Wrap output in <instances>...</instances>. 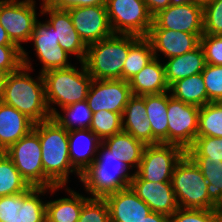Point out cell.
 I'll return each mask as SVG.
<instances>
[{
  "label": "cell",
  "instance_id": "obj_35",
  "mask_svg": "<svg viewBox=\"0 0 222 222\" xmlns=\"http://www.w3.org/2000/svg\"><path fill=\"white\" fill-rule=\"evenodd\" d=\"M122 114L112 111L96 112L92 114V122L90 130L103 141L114 134L123 131L122 128Z\"/></svg>",
  "mask_w": 222,
  "mask_h": 222
},
{
  "label": "cell",
  "instance_id": "obj_12",
  "mask_svg": "<svg viewBox=\"0 0 222 222\" xmlns=\"http://www.w3.org/2000/svg\"><path fill=\"white\" fill-rule=\"evenodd\" d=\"M41 20L42 18L35 23L29 40L37 58L35 62H39L36 65H41L39 73L72 66L73 57L59 46L55 29L45 19Z\"/></svg>",
  "mask_w": 222,
  "mask_h": 222
},
{
  "label": "cell",
  "instance_id": "obj_50",
  "mask_svg": "<svg viewBox=\"0 0 222 222\" xmlns=\"http://www.w3.org/2000/svg\"><path fill=\"white\" fill-rule=\"evenodd\" d=\"M26 1H33V2L39 1V5H40V4H47V3H49L50 0H37V1L36 0H26Z\"/></svg>",
  "mask_w": 222,
  "mask_h": 222
},
{
  "label": "cell",
  "instance_id": "obj_31",
  "mask_svg": "<svg viewBox=\"0 0 222 222\" xmlns=\"http://www.w3.org/2000/svg\"><path fill=\"white\" fill-rule=\"evenodd\" d=\"M202 171L206 181L209 199L222 212V161L208 156H189Z\"/></svg>",
  "mask_w": 222,
  "mask_h": 222
},
{
  "label": "cell",
  "instance_id": "obj_34",
  "mask_svg": "<svg viewBox=\"0 0 222 222\" xmlns=\"http://www.w3.org/2000/svg\"><path fill=\"white\" fill-rule=\"evenodd\" d=\"M197 136L222 137V106L217 102L200 107Z\"/></svg>",
  "mask_w": 222,
  "mask_h": 222
},
{
  "label": "cell",
  "instance_id": "obj_48",
  "mask_svg": "<svg viewBox=\"0 0 222 222\" xmlns=\"http://www.w3.org/2000/svg\"><path fill=\"white\" fill-rule=\"evenodd\" d=\"M6 75L7 74L5 72L0 70V98H1V95H2Z\"/></svg>",
  "mask_w": 222,
  "mask_h": 222
},
{
  "label": "cell",
  "instance_id": "obj_16",
  "mask_svg": "<svg viewBox=\"0 0 222 222\" xmlns=\"http://www.w3.org/2000/svg\"><path fill=\"white\" fill-rule=\"evenodd\" d=\"M73 26L86 46L113 34L105 5L68 9Z\"/></svg>",
  "mask_w": 222,
  "mask_h": 222
},
{
  "label": "cell",
  "instance_id": "obj_32",
  "mask_svg": "<svg viewBox=\"0 0 222 222\" xmlns=\"http://www.w3.org/2000/svg\"><path fill=\"white\" fill-rule=\"evenodd\" d=\"M92 114L93 113L85 100L59 109L58 112L52 116V119L67 131L82 130L90 129Z\"/></svg>",
  "mask_w": 222,
  "mask_h": 222
},
{
  "label": "cell",
  "instance_id": "obj_51",
  "mask_svg": "<svg viewBox=\"0 0 222 222\" xmlns=\"http://www.w3.org/2000/svg\"><path fill=\"white\" fill-rule=\"evenodd\" d=\"M217 103L222 106V97L217 101Z\"/></svg>",
  "mask_w": 222,
  "mask_h": 222
},
{
  "label": "cell",
  "instance_id": "obj_4",
  "mask_svg": "<svg viewBox=\"0 0 222 222\" xmlns=\"http://www.w3.org/2000/svg\"><path fill=\"white\" fill-rule=\"evenodd\" d=\"M75 63L68 68L51 69L42 74L51 116L58 112V109L87 98L93 79L84 62ZM78 64L80 68L76 66Z\"/></svg>",
  "mask_w": 222,
  "mask_h": 222
},
{
  "label": "cell",
  "instance_id": "obj_6",
  "mask_svg": "<svg viewBox=\"0 0 222 222\" xmlns=\"http://www.w3.org/2000/svg\"><path fill=\"white\" fill-rule=\"evenodd\" d=\"M171 183L179 208L218 209L209 199L202 171L186 153L176 163Z\"/></svg>",
  "mask_w": 222,
  "mask_h": 222
},
{
  "label": "cell",
  "instance_id": "obj_20",
  "mask_svg": "<svg viewBox=\"0 0 222 222\" xmlns=\"http://www.w3.org/2000/svg\"><path fill=\"white\" fill-rule=\"evenodd\" d=\"M130 187L152 212L170 217L179 208L171 182L132 180Z\"/></svg>",
  "mask_w": 222,
  "mask_h": 222
},
{
  "label": "cell",
  "instance_id": "obj_7",
  "mask_svg": "<svg viewBox=\"0 0 222 222\" xmlns=\"http://www.w3.org/2000/svg\"><path fill=\"white\" fill-rule=\"evenodd\" d=\"M38 2L24 0H0V25L5 29L11 42L20 50L29 44L35 23L41 16ZM39 9V12L37 10Z\"/></svg>",
  "mask_w": 222,
  "mask_h": 222
},
{
  "label": "cell",
  "instance_id": "obj_38",
  "mask_svg": "<svg viewBox=\"0 0 222 222\" xmlns=\"http://www.w3.org/2000/svg\"><path fill=\"white\" fill-rule=\"evenodd\" d=\"M77 222H110V212L106 200L89 198L84 203Z\"/></svg>",
  "mask_w": 222,
  "mask_h": 222
},
{
  "label": "cell",
  "instance_id": "obj_30",
  "mask_svg": "<svg viewBox=\"0 0 222 222\" xmlns=\"http://www.w3.org/2000/svg\"><path fill=\"white\" fill-rule=\"evenodd\" d=\"M169 92L174 99L199 108L208 103L206 86L201 73L174 82L169 87Z\"/></svg>",
  "mask_w": 222,
  "mask_h": 222
},
{
  "label": "cell",
  "instance_id": "obj_8",
  "mask_svg": "<svg viewBox=\"0 0 222 222\" xmlns=\"http://www.w3.org/2000/svg\"><path fill=\"white\" fill-rule=\"evenodd\" d=\"M105 6L114 34L147 37L153 16L144 0H106Z\"/></svg>",
  "mask_w": 222,
  "mask_h": 222
},
{
  "label": "cell",
  "instance_id": "obj_22",
  "mask_svg": "<svg viewBox=\"0 0 222 222\" xmlns=\"http://www.w3.org/2000/svg\"><path fill=\"white\" fill-rule=\"evenodd\" d=\"M34 124L25 114L0 101V152L27 135Z\"/></svg>",
  "mask_w": 222,
  "mask_h": 222
},
{
  "label": "cell",
  "instance_id": "obj_10",
  "mask_svg": "<svg viewBox=\"0 0 222 222\" xmlns=\"http://www.w3.org/2000/svg\"><path fill=\"white\" fill-rule=\"evenodd\" d=\"M185 153L181 147L174 144L146 145L132 180L171 182L174 167Z\"/></svg>",
  "mask_w": 222,
  "mask_h": 222
},
{
  "label": "cell",
  "instance_id": "obj_5",
  "mask_svg": "<svg viewBox=\"0 0 222 222\" xmlns=\"http://www.w3.org/2000/svg\"><path fill=\"white\" fill-rule=\"evenodd\" d=\"M130 49V35L112 34L87 46L84 64L92 79H123V65Z\"/></svg>",
  "mask_w": 222,
  "mask_h": 222
},
{
  "label": "cell",
  "instance_id": "obj_15",
  "mask_svg": "<svg viewBox=\"0 0 222 222\" xmlns=\"http://www.w3.org/2000/svg\"><path fill=\"white\" fill-rule=\"evenodd\" d=\"M55 29L59 46L65 50L76 62H84L87 46L75 30L68 10L56 9L53 6L42 4L41 16Z\"/></svg>",
  "mask_w": 222,
  "mask_h": 222
},
{
  "label": "cell",
  "instance_id": "obj_36",
  "mask_svg": "<svg viewBox=\"0 0 222 222\" xmlns=\"http://www.w3.org/2000/svg\"><path fill=\"white\" fill-rule=\"evenodd\" d=\"M169 222H222V212L219 209L178 208Z\"/></svg>",
  "mask_w": 222,
  "mask_h": 222
},
{
  "label": "cell",
  "instance_id": "obj_18",
  "mask_svg": "<svg viewBox=\"0 0 222 222\" xmlns=\"http://www.w3.org/2000/svg\"><path fill=\"white\" fill-rule=\"evenodd\" d=\"M202 36L203 34L150 28L147 38L152 44L155 58L163 61L194 50L200 45V38Z\"/></svg>",
  "mask_w": 222,
  "mask_h": 222
},
{
  "label": "cell",
  "instance_id": "obj_42",
  "mask_svg": "<svg viewBox=\"0 0 222 222\" xmlns=\"http://www.w3.org/2000/svg\"><path fill=\"white\" fill-rule=\"evenodd\" d=\"M22 66V50L17 46L0 45V70L6 74L17 71Z\"/></svg>",
  "mask_w": 222,
  "mask_h": 222
},
{
  "label": "cell",
  "instance_id": "obj_2",
  "mask_svg": "<svg viewBox=\"0 0 222 222\" xmlns=\"http://www.w3.org/2000/svg\"><path fill=\"white\" fill-rule=\"evenodd\" d=\"M33 130L41 143L44 188L68 186L71 182L69 175H74L79 182L81 174L70 162L68 131L52 118L35 123Z\"/></svg>",
  "mask_w": 222,
  "mask_h": 222
},
{
  "label": "cell",
  "instance_id": "obj_1",
  "mask_svg": "<svg viewBox=\"0 0 222 222\" xmlns=\"http://www.w3.org/2000/svg\"><path fill=\"white\" fill-rule=\"evenodd\" d=\"M30 51L22 50V66L6 75L0 101L13 106L34 123L52 118L46 101L45 83L41 73L31 74L35 69Z\"/></svg>",
  "mask_w": 222,
  "mask_h": 222
},
{
  "label": "cell",
  "instance_id": "obj_46",
  "mask_svg": "<svg viewBox=\"0 0 222 222\" xmlns=\"http://www.w3.org/2000/svg\"><path fill=\"white\" fill-rule=\"evenodd\" d=\"M0 45L3 46H16L15 44H13L11 42V40L9 39L7 32L5 31V29L0 25Z\"/></svg>",
  "mask_w": 222,
  "mask_h": 222
},
{
  "label": "cell",
  "instance_id": "obj_45",
  "mask_svg": "<svg viewBox=\"0 0 222 222\" xmlns=\"http://www.w3.org/2000/svg\"><path fill=\"white\" fill-rule=\"evenodd\" d=\"M141 222H169V216L161 213L151 212Z\"/></svg>",
  "mask_w": 222,
  "mask_h": 222
},
{
  "label": "cell",
  "instance_id": "obj_27",
  "mask_svg": "<svg viewBox=\"0 0 222 222\" xmlns=\"http://www.w3.org/2000/svg\"><path fill=\"white\" fill-rule=\"evenodd\" d=\"M168 91L145 95L147 119L151 123L152 144H168Z\"/></svg>",
  "mask_w": 222,
  "mask_h": 222
},
{
  "label": "cell",
  "instance_id": "obj_25",
  "mask_svg": "<svg viewBox=\"0 0 222 222\" xmlns=\"http://www.w3.org/2000/svg\"><path fill=\"white\" fill-rule=\"evenodd\" d=\"M132 95L143 96L169 91L162 60L154 58L129 81Z\"/></svg>",
  "mask_w": 222,
  "mask_h": 222
},
{
  "label": "cell",
  "instance_id": "obj_49",
  "mask_svg": "<svg viewBox=\"0 0 222 222\" xmlns=\"http://www.w3.org/2000/svg\"><path fill=\"white\" fill-rule=\"evenodd\" d=\"M213 0H195V4L201 6V7H205L206 5H208L209 3H211Z\"/></svg>",
  "mask_w": 222,
  "mask_h": 222
},
{
  "label": "cell",
  "instance_id": "obj_26",
  "mask_svg": "<svg viewBox=\"0 0 222 222\" xmlns=\"http://www.w3.org/2000/svg\"><path fill=\"white\" fill-rule=\"evenodd\" d=\"M165 78L170 87L174 82L201 73L206 65L203 48L199 45L194 50L180 56L163 60Z\"/></svg>",
  "mask_w": 222,
  "mask_h": 222
},
{
  "label": "cell",
  "instance_id": "obj_3",
  "mask_svg": "<svg viewBox=\"0 0 222 222\" xmlns=\"http://www.w3.org/2000/svg\"><path fill=\"white\" fill-rule=\"evenodd\" d=\"M134 175L135 171L101 142L94 161L81 173L79 182L90 198H105L130 187Z\"/></svg>",
  "mask_w": 222,
  "mask_h": 222
},
{
  "label": "cell",
  "instance_id": "obj_39",
  "mask_svg": "<svg viewBox=\"0 0 222 222\" xmlns=\"http://www.w3.org/2000/svg\"><path fill=\"white\" fill-rule=\"evenodd\" d=\"M203 34L222 36V0L203 7Z\"/></svg>",
  "mask_w": 222,
  "mask_h": 222
},
{
  "label": "cell",
  "instance_id": "obj_23",
  "mask_svg": "<svg viewBox=\"0 0 222 222\" xmlns=\"http://www.w3.org/2000/svg\"><path fill=\"white\" fill-rule=\"evenodd\" d=\"M145 95H132L122 114L123 131L131 134L145 145L152 144L151 123L147 119Z\"/></svg>",
  "mask_w": 222,
  "mask_h": 222
},
{
  "label": "cell",
  "instance_id": "obj_17",
  "mask_svg": "<svg viewBox=\"0 0 222 222\" xmlns=\"http://www.w3.org/2000/svg\"><path fill=\"white\" fill-rule=\"evenodd\" d=\"M150 28L203 34V7L195 3L169 5L153 16Z\"/></svg>",
  "mask_w": 222,
  "mask_h": 222
},
{
  "label": "cell",
  "instance_id": "obj_33",
  "mask_svg": "<svg viewBox=\"0 0 222 222\" xmlns=\"http://www.w3.org/2000/svg\"><path fill=\"white\" fill-rule=\"evenodd\" d=\"M29 187L11 159L0 152V197L25 192Z\"/></svg>",
  "mask_w": 222,
  "mask_h": 222
},
{
  "label": "cell",
  "instance_id": "obj_47",
  "mask_svg": "<svg viewBox=\"0 0 222 222\" xmlns=\"http://www.w3.org/2000/svg\"><path fill=\"white\" fill-rule=\"evenodd\" d=\"M189 3H195V0H170V5H182Z\"/></svg>",
  "mask_w": 222,
  "mask_h": 222
},
{
  "label": "cell",
  "instance_id": "obj_28",
  "mask_svg": "<svg viewBox=\"0 0 222 222\" xmlns=\"http://www.w3.org/2000/svg\"><path fill=\"white\" fill-rule=\"evenodd\" d=\"M102 143L113 155L128 164L135 172L137 171L146 146L142 141L122 131L104 139Z\"/></svg>",
  "mask_w": 222,
  "mask_h": 222
},
{
  "label": "cell",
  "instance_id": "obj_29",
  "mask_svg": "<svg viewBox=\"0 0 222 222\" xmlns=\"http://www.w3.org/2000/svg\"><path fill=\"white\" fill-rule=\"evenodd\" d=\"M155 58L147 37L130 35V49L123 65V80L129 81Z\"/></svg>",
  "mask_w": 222,
  "mask_h": 222
},
{
  "label": "cell",
  "instance_id": "obj_21",
  "mask_svg": "<svg viewBox=\"0 0 222 222\" xmlns=\"http://www.w3.org/2000/svg\"><path fill=\"white\" fill-rule=\"evenodd\" d=\"M110 212V222H141L152 211L131 187L104 198Z\"/></svg>",
  "mask_w": 222,
  "mask_h": 222
},
{
  "label": "cell",
  "instance_id": "obj_41",
  "mask_svg": "<svg viewBox=\"0 0 222 222\" xmlns=\"http://www.w3.org/2000/svg\"><path fill=\"white\" fill-rule=\"evenodd\" d=\"M206 64L222 66V36L203 34L200 38Z\"/></svg>",
  "mask_w": 222,
  "mask_h": 222
},
{
  "label": "cell",
  "instance_id": "obj_9",
  "mask_svg": "<svg viewBox=\"0 0 222 222\" xmlns=\"http://www.w3.org/2000/svg\"><path fill=\"white\" fill-rule=\"evenodd\" d=\"M48 194L49 188L30 186L25 192L0 197V222H42Z\"/></svg>",
  "mask_w": 222,
  "mask_h": 222
},
{
  "label": "cell",
  "instance_id": "obj_13",
  "mask_svg": "<svg viewBox=\"0 0 222 222\" xmlns=\"http://www.w3.org/2000/svg\"><path fill=\"white\" fill-rule=\"evenodd\" d=\"M200 108L174 99L168 91V144L185 152L193 145L198 133Z\"/></svg>",
  "mask_w": 222,
  "mask_h": 222
},
{
  "label": "cell",
  "instance_id": "obj_14",
  "mask_svg": "<svg viewBox=\"0 0 222 222\" xmlns=\"http://www.w3.org/2000/svg\"><path fill=\"white\" fill-rule=\"evenodd\" d=\"M131 96L128 81L123 79H93L86 101L92 113L100 112L101 110L123 113Z\"/></svg>",
  "mask_w": 222,
  "mask_h": 222
},
{
  "label": "cell",
  "instance_id": "obj_24",
  "mask_svg": "<svg viewBox=\"0 0 222 222\" xmlns=\"http://www.w3.org/2000/svg\"><path fill=\"white\" fill-rule=\"evenodd\" d=\"M68 140L70 162L81 174L94 161L102 141L90 129L68 131Z\"/></svg>",
  "mask_w": 222,
  "mask_h": 222
},
{
  "label": "cell",
  "instance_id": "obj_11",
  "mask_svg": "<svg viewBox=\"0 0 222 222\" xmlns=\"http://www.w3.org/2000/svg\"><path fill=\"white\" fill-rule=\"evenodd\" d=\"M4 152L29 186L44 188L41 143L33 129Z\"/></svg>",
  "mask_w": 222,
  "mask_h": 222
},
{
  "label": "cell",
  "instance_id": "obj_43",
  "mask_svg": "<svg viewBox=\"0 0 222 222\" xmlns=\"http://www.w3.org/2000/svg\"><path fill=\"white\" fill-rule=\"evenodd\" d=\"M48 4L56 9L68 10L73 7L106 5V0H50Z\"/></svg>",
  "mask_w": 222,
  "mask_h": 222
},
{
  "label": "cell",
  "instance_id": "obj_40",
  "mask_svg": "<svg viewBox=\"0 0 222 222\" xmlns=\"http://www.w3.org/2000/svg\"><path fill=\"white\" fill-rule=\"evenodd\" d=\"M206 86L208 103L222 97V66L206 64L201 72Z\"/></svg>",
  "mask_w": 222,
  "mask_h": 222
},
{
  "label": "cell",
  "instance_id": "obj_19",
  "mask_svg": "<svg viewBox=\"0 0 222 222\" xmlns=\"http://www.w3.org/2000/svg\"><path fill=\"white\" fill-rule=\"evenodd\" d=\"M67 196L55 197L59 191ZM77 191L68 186H54L49 188V200H46V218L51 222H77L84 203L90 198L85 192ZM50 197H53L50 199ZM53 199V200H52Z\"/></svg>",
  "mask_w": 222,
  "mask_h": 222
},
{
  "label": "cell",
  "instance_id": "obj_52",
  "mask_svg": "<svg viewBox=\"0 0 222 222\" xmlns=\"http://www.w3.org/2000/svg\"><path fill=\"white\" fill-rule=\"evenodd\" d=\"M42 222H51L48 218H45Z\"/></svg>",
  "mask_w": 222,
  "mask_h": 222
},
{
  "label": "cell",
  "instance_id": "obj_37",
  "mask_svg": "<svg viewBox=\"0 0 222 222\" xmlns=\"http://www.w3.org/2000/svg\"><path fill=\"white\" fill-rule=\"evenodd\" d=\"M188 156H208L222 161V137L197 136L186 151Z\"/></svg>",
  "mask_w": 222,
  "mask_h": 222
},
{
  "label": "cell",
  "instance_id": "obj_44",
  "mask_svg": "<svg viewBox=\"0 0 222 222\" xmlns=\"http://www.w3.org/2000/svg\"><path fill=\"white\" fill-rule=\"evenodd\" d=\"M144 2L152 16L170 5V0H144Z\"/></svg>",
  "mask_w": 222,
  "mask_h": 222
}]
</instances>
